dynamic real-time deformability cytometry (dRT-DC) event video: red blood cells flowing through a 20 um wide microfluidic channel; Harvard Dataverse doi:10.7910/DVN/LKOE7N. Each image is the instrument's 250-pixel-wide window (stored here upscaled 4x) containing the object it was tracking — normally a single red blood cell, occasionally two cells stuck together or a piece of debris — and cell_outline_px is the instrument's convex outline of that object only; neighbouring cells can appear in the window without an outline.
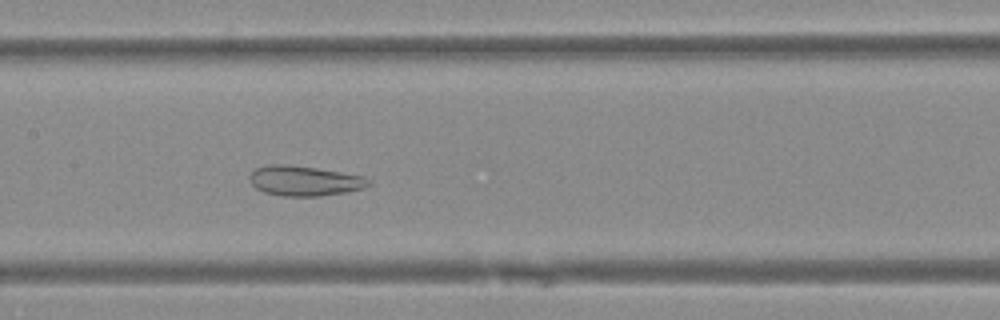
{"species": "Egyptian fruit bat (a non-hibernating species)", "species_latin": "Rousettus aegyptiacus", "temperature_condition": "warm", "stored_images_in_passage": 34, "camera_frame_rate_fps": 3000, "um_per_image_px": 0.085, "animal": {"sex": "female"}, "frame": {"image": 1, "passage_image": 18, "time_ms": 5.667, "image_size_px": [1000, 320], "cell_outline_px": [[372, 184], [364, 188], [348, 192], [320, 196], [284, 196], [264, 192], [256, 188], [248, 180], [248, 176], [256, 168], [272, 164], [284, 164], [316, 168], [364, 176]], "centroid_in_image_um": [25.88, 15.38], "position_along_channel_um": 181.5, "area_um2": 20.81}}
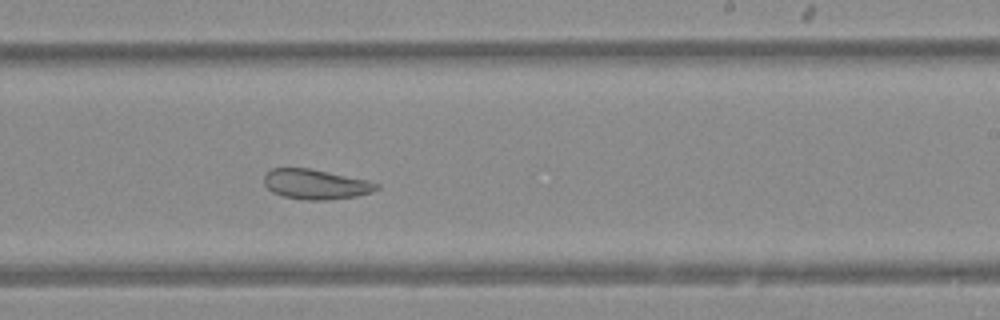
{"frame": {"image": 2, "passage_image": 24, "time_ms": 7.667, "image_size_px": [1000, 320], "cell_outline_px": [[380, 188], [372, 192], [356, 196], [328, 200], [304, 200], [284, 196], [272, 192], [264, 184], [264, 176], [272, 168], [308, 168], [368, 180], [380, 184]], "centroid_in_image_um": [26.85, 15.67], "position_along_channel_um": 262.1, "area_um2": 19.59}}
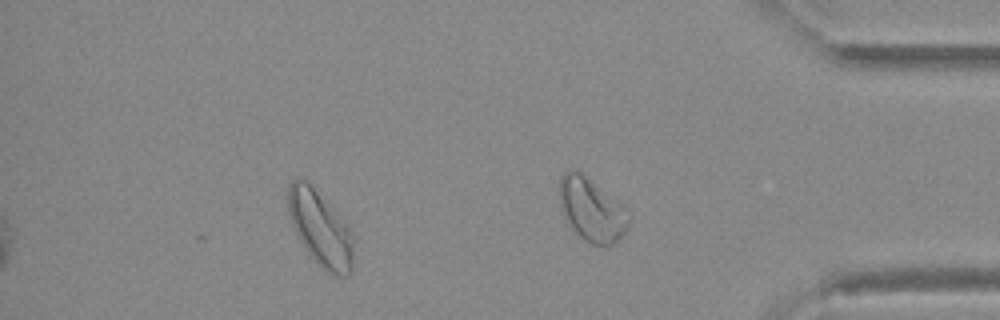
{"frame": {"image": 3, "passage_image": 34, "time_ms": 11.0, "image_size_px": [1000, 320], "cell_outline_px": [[352, 272], [348, 276], [336, 276], [328, 272], [308, 252], [300, 240], [292, 224], [288, 212], [288, 184], [292, 180], [304, 180], [316, 192], [352, 232]], "centroid_in_image_um": [27.21, 19.48], "position_along_channel_um": 408.0, "area_um2": 27.34}}